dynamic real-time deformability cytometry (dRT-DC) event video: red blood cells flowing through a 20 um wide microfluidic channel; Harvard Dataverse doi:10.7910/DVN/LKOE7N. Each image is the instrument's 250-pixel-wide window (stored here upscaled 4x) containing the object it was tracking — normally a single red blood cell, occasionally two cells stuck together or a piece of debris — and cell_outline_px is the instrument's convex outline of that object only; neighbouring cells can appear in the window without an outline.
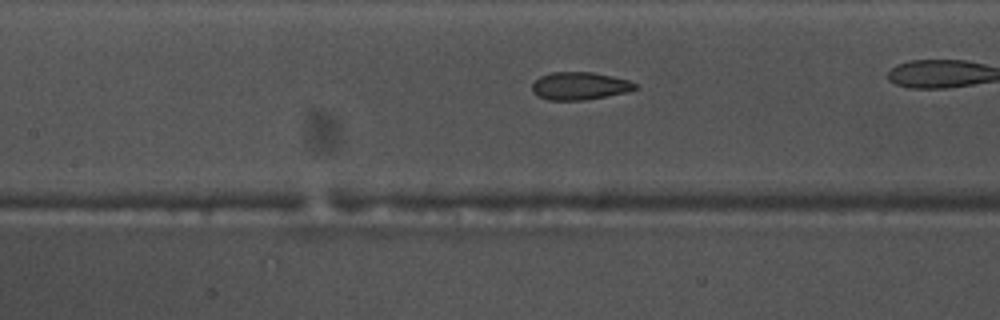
{"species": "common noctule bat (a hibernating species)", "species_latin": "Nyctalus noctula", "temperature_condition": "warm", "stored_images_in_passage": 41, "camera_frame_rate_fps": 3000, "um_per_image_px": 0.085, "animal": {"sex": "male", "body_mass_g": 17.5, "forearm_length_mm": 52.3}, "frame": {"image": 1, "passage_image": 24, "time_ms": 7.667, "image_size_px": [1000, 320], "cell_outline_px": [[636, 88], [628, 92], [584, 100], [548, 100], [536, 96], [532, 92], [532, 84], [540, 76], [552, 72], [592, 72], [612, 76], [628, 80], [636, 84]], "centroid_in_image_um": [49.24, 7.31], "position_along_channel_um": 158.2, "area_um2": 16.65}}